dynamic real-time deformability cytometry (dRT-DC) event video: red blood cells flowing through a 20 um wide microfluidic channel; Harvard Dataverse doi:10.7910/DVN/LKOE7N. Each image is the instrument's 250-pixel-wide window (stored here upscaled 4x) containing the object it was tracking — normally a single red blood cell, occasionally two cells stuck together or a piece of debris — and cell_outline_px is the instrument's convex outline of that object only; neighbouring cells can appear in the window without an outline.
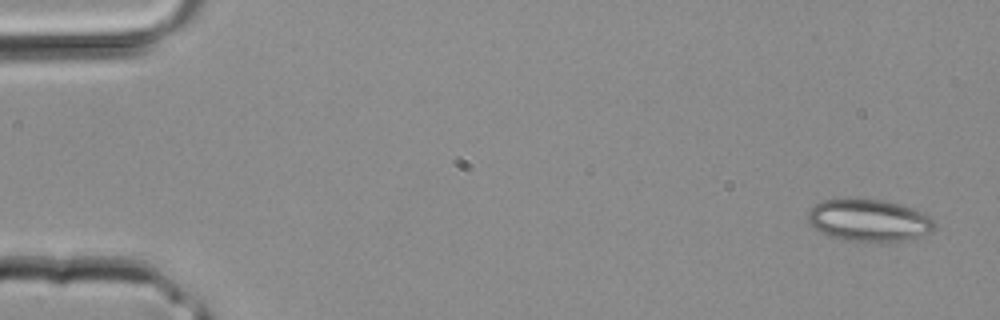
{"species": "common noctule bat (a hibernating species)", "species_latin": "Nyctalus noctula", "temperature_condition": "room temperature", "stored_images_in_passage": 2, "camera_frame_rate_fps": 3000, "um_per_image_px": 0.085, "animal": {"sex": "male", "body_mass_g": 20.4}, "frame": {"image": 1, "passage_image": 1, "time_ms": 0.0, "image_size_px": [1000, 320], "cell_outline_px": [[936, 228], [932, 232], [908, 240], [888, 244], [880, 244], [848, 240], [820, 232], [808, 220], [808, 212], [816, 204], [824, 200], [844, 196], [884, 200], [900, 204], [912, 208], [936, 220]], "centroid_in_image_um": [73.91, 18.73], "position_along_channel_um": 11.1, "area_um2": 32.08}}